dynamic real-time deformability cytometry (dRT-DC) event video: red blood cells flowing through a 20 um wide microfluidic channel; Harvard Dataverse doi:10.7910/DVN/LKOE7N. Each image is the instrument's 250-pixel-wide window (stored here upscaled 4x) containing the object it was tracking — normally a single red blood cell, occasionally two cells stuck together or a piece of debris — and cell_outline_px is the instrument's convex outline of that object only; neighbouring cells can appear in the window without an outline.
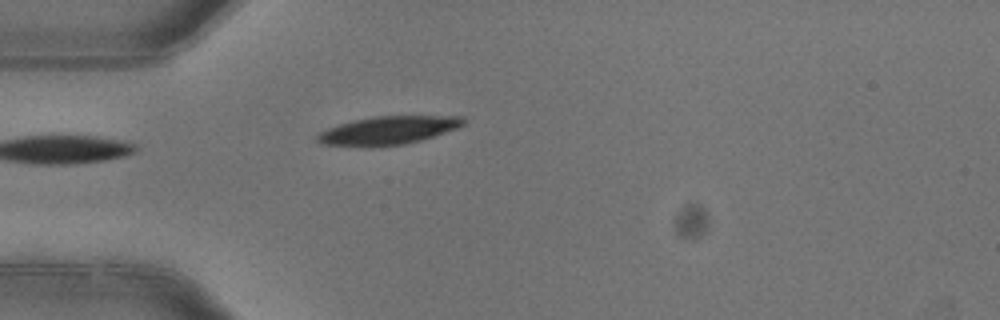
{"species": "common noctule bat (a hibernating species)", "species_latin": "Nyctalus noctula", "temperature_condition": "warm", "stored_images_in_passage": 3, "camera_frame_rate_fps": 3000, "um_per_image_px": 0.085, "animal": {"sex": "female"}, "frame": {"image": 1, "passage_image": 3, "time_ms": 0.667, "image_size_px": [1000, 320], "cell_outline_px": [[464, 124], [456, 128], [420, 140], [404, 144], [372, 148], [320, 144], [316, 140], [316, 136], [320, 132], [328, 128], [340, 124], [372, 116], [464, 116]], "centroid_in_image_um": [32.93, 11.1], "position_along_channel_um": 52.1, "area_um2": 24.1}}